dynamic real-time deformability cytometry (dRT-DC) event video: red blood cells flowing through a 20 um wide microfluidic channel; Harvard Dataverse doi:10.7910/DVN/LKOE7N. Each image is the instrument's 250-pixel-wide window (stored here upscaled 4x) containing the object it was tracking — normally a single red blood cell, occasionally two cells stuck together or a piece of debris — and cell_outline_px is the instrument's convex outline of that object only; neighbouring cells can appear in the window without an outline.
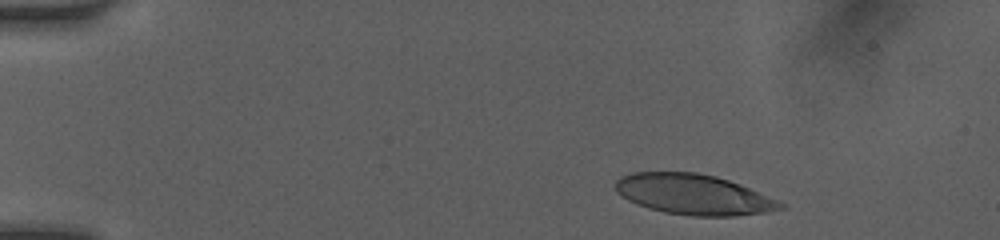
{"species": "human", "species_latin": "Homo sapiens", "temperature_condition": "room temperature", "stored_images_in_passage": 7, "camera_frame_rate_fps": 3000, "um_per_image_px": 0.085, "donor": {"sex": "female"}, "frame": {"image": 1, "passage_image": 2, "time_ms": 1.0, "image_size_px": [1000, 240], "cell_outline_px": [[788, 204], [784, 208], [764, 212], [732, 216], [692, 216], [664, 212], [648, 208], [636, 204], [620, 196], [616, 192], [616, 180], [620, 176], [632, 172], [696, 172], [716, 176], [728, 180]], "centroid_in_image_um": [58.91, 16.53], "position_along_channel_um": 26.1, "area_um2": 38.78}}
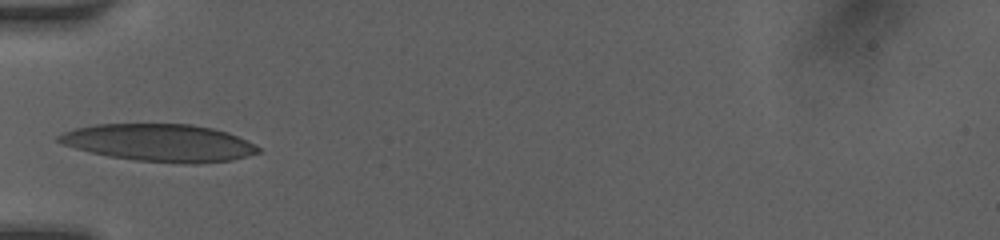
{"frame": {"image": 2, "passage_image": 6, "time_ms": 4.333, "image_size_px": [1000, 240], "cell_outline_px": [[260, 152], [248, 156], [232, 160], [188, 164], [136, 160], [108, 156], [76, 148], [64, 144], [56, 140], [56, 136], [64, 132], [76, 128], [96, 124], [192, 124], [212, 128], [228, 132], [256, 144], [260, 148]], "centroid_in_image_um": [13.59, 12.13], "position_along_channel_um": 71.4, "area_um2": 43.35}}